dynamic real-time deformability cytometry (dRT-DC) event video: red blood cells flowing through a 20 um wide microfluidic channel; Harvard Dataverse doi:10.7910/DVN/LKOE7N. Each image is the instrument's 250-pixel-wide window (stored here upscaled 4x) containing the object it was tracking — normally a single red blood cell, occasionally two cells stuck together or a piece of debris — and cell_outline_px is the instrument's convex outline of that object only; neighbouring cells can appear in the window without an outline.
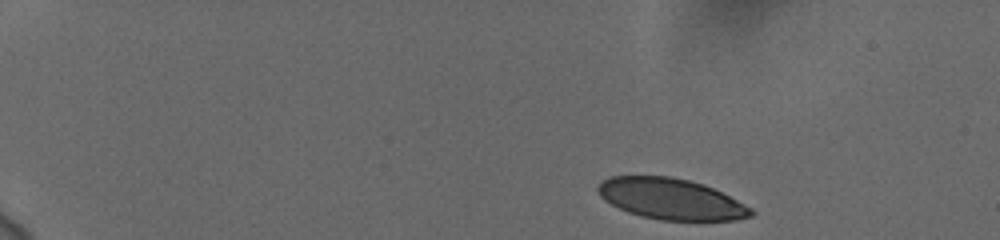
{"species": "human", "species_latin": "Homo sapiens", "temperature_condition": "cold", "stored_images_in_passage": 49, "camera_frame_rate_fps": 3000, "um_per_image_px": 0.085, "donor": {"sex": "female"}, "frame": {"image": 1, "passage_image": 1, "time_ms": 0.0, "image_size_px": [1000, 240], "cell_outline_px": [[756, 212], [752, 216], [736, 220], [660, 220], [640, 216], [628, 212], [604, 200], [600, 196], [596, 188], [604, 180], [612, 176], [672, 176], [704, 184], [752, 208]], "centroid_in_image_um": [57.03, 16.91], "position_along_channel_um": 28.0, "area_um2": 36.36}}
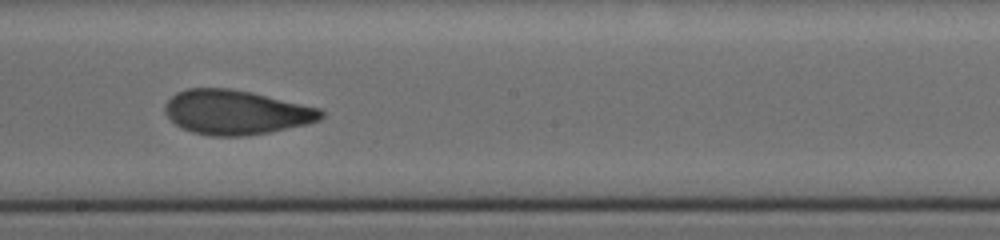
{"frame": {"image": 2, "passage_image": 27, "time_ms": 8.667, "image_size_px": [1000, 240], "cell_outline_px": [[324, 116], [320, 120], [308, 124], [268, 132], [244, 136], [212, 136], [192, 132], [180, 128], [164, 112], [164, 104], [176, 92], [188, 88], [228, 88], [252, 92], [320, 108], [324, 112]], "centroid_in_image_um": [20.05, 9.54], "position_along_channel_um": 228.1, "area_um2": 40.52}}
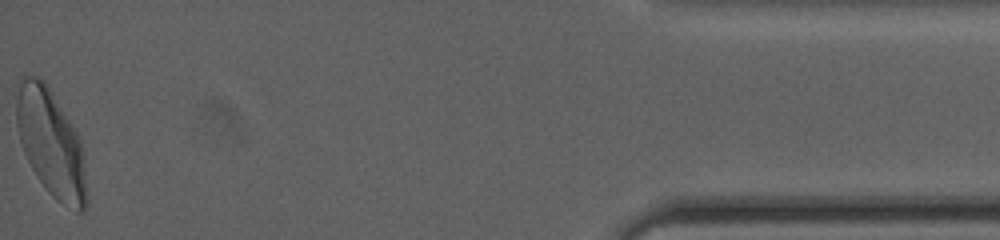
{"frame": {"image": 3, "passage_image": 49, "time_ms": 16.0, "image_size_px": [1000, 240], "cell_outline_px": [[88, 204], [84, 212], [76, 212], [56, 200], [48, 192], [36, 176], [24, 152], [20, 140], [16, 124], [12, 88], [16, 80], [24, 72], [40, 76], [48, 84], [72, 124], [80, 140], [84, 152], [88, 196]], "centroid_in_image_um": [4.28, 12.07], "position_along_channel_um": 430.9, "area_um2": 45.72}, "authors_computed_cell_mechanics": {"area_um2": 40.4022, "velocity_mm_per_s": 3.7197, "shape_relaxation_time_tau1_ms": 6.3873, "shape_relaxation_time_tau2_ms": 1.3154, "deformation_change_tau1": 0.1856, "deformation_change_tau2": 0.0772}}